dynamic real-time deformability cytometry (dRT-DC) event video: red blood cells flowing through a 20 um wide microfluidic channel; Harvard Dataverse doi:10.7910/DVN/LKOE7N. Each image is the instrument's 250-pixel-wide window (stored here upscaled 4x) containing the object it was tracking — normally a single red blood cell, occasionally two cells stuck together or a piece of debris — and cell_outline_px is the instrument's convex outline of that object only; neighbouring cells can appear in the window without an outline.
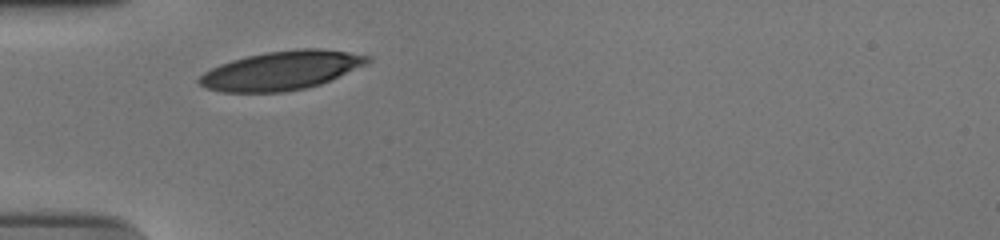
{"species": "human", "species_latin": "Homo sapiens", "temperature_condition": "cold", "stored_images_in_passage": 24, "camera_frame_rate_fps": 3000, "um_per_image_px": 0.085, "donor": {"sex": "male"}, "frame": {"image": 1, "passage_image": 1, "time_ms": 0.0, "image_size_px": [1000, 240], "cell_outline_px": [[372, 60], [368, 64], [320, 84], [304, 88], [284, 92], [220, 92], [204, 88], [196, 80], [204, 72], [220, 64], [232, 60], [248, 56], [268, 52], [296, 48], [320, 48], [348, 52], [372, 56]], "centroid_in_image_um": [23.93, 5.99], "position_along_channel_um": 61.1, "area_um2": 38.15}}
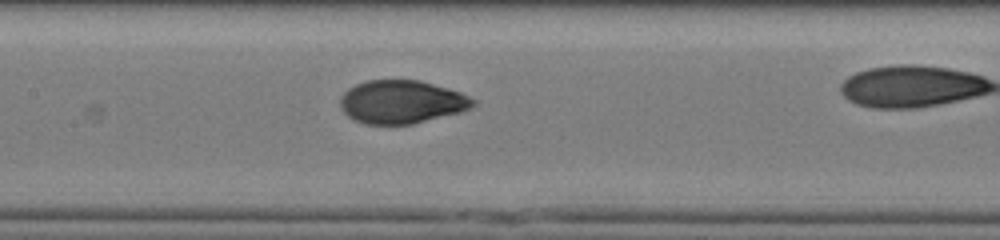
{"frame": {"image": 2, "passage_image": 7, "time_ms": 2.0, "image_size_px": [1000, 240], "cell_outline_px": [[476, 104], [472, 108], [460, 112], [412, 124], [364, 124], [352, 120], [344, 112], [340, 104], [340, 96], [348, 88], [364, 80], [420, 80], [448, 88], [460, 92], [476, 100]], "centroid_in_image_um": [34.13, 8.66], "position_along_channel_um": 173.3, "area_um2": 33.64}}
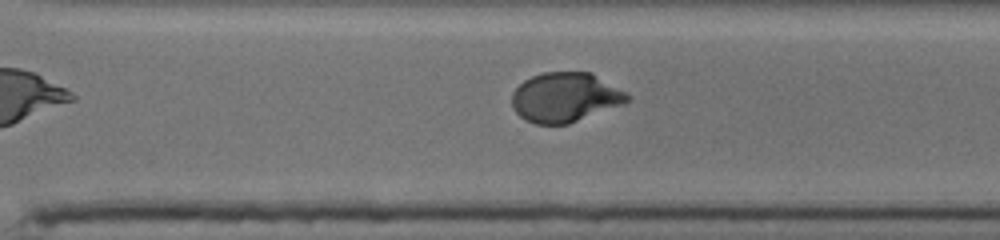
{"frame": {"image": 3, "passage_image": 19, "time_ms": 6.0, "image_size_px": [1000, 240], "cell_outline_px": [[632, 100], [624, 104], [568, 124], [536, 124], [524, 120], [512, 108], [512, 92], [524, 80], [532, 76], [544, 72], [592, 72], [632, 96]], "centroid_in_image_um": [48.05, 8.27], "position_along_channel_um": 322.5, "area_um2": 33.52}}